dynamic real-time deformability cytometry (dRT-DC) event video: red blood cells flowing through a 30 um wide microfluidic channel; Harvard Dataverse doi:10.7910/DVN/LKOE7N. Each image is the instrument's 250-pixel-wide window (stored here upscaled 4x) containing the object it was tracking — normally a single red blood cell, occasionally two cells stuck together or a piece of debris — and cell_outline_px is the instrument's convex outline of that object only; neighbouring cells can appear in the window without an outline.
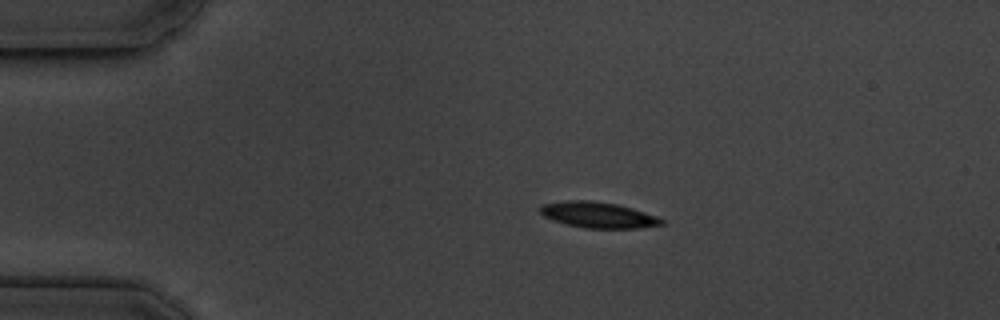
{"species": "common noctule bat (a hibernating species)", "species_latin": "Nyctalus noctula", "temperature_condition": "cold", "stored_images_in_passage": 48, "camera_frame_rate_fps": 3000, "um_per_image_px": 0.085, "animal": {"sex": "male", "body_mass_g": 19.5, "forearm_length_mm": 54.6}, "frame": {"image": 1, "passage_image": 11, "time_ms": 3.333, "image_size_px": [1000, 320], "cell_outline_px": [[664, 224], [640, 228], [584, 228], [564, 224], [552, 220], [544, 216], [540, 212], [540, 208], [544, 204], [568, 200], [588, 200], [616, 204], [632, 208], [656, 216], [664, 220]], "centroid_in_image_um": [50.84, 18.28], "position_along_channel_um": 34.2, "area_um2": 18.21}}
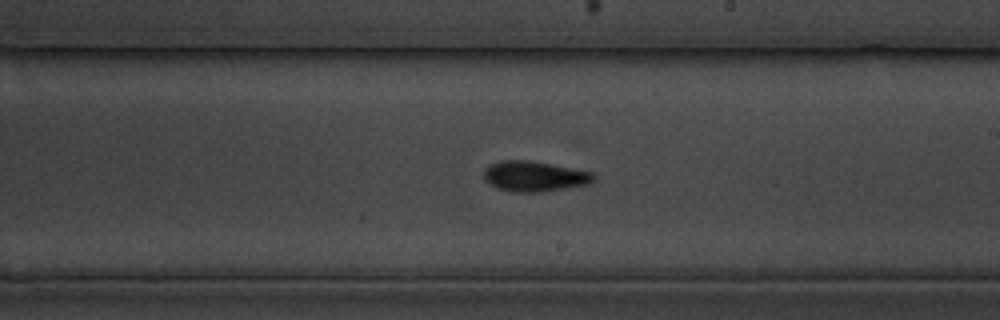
{"frame": {"image": 2, "passage_image": 32, "time_ms": 10.333, "image_size_px": [1000, 320], "cell_outline_px": [[596, 180], [592, 184], [544, 192], [512, 192], [496, 188], [488, 184], [484, 180], [484, 168], [500, 160], [528, 160], [552, 164], [592, 172], [596, 176]], "centroid_in_image_um": [45.45, 15.0], "position_along_channel_um": 243.6, "area_um2": 19.83}}
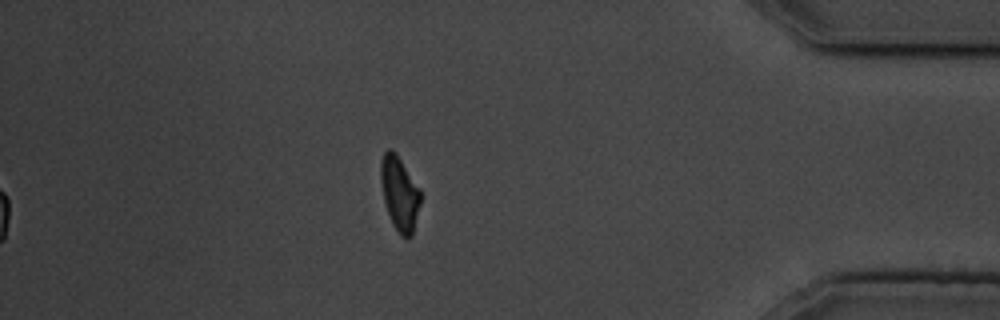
{"frame": {"image": 3, "passage_image": 48, "time_ms": 15.667, "image_size_px": [1000, 320], "cell_outline_px": [[420, 204], [412, 236], [400, 236], [392, 224], [384, 200], [380, 180], [380, 160], [384, 152], [388, 148], [392, 148], [396, 152], [420, 188]], "centroid_in_image_um": [33.95, 16.4], "position_along_channel_um": 401.2, "area_um2": 17.28}, "authors_computed_cell_mechanics": {"area_um2": 18.207, "velocity_mm_per_s": 3.6229, "shape_relaxation_time_tau1_ms": 2.4462, "shape_relaxation_time_tau2_ms": 6.2083, "deformation_change_tau1": 0.1349, "deformation_change_tau2": 0.1168}}